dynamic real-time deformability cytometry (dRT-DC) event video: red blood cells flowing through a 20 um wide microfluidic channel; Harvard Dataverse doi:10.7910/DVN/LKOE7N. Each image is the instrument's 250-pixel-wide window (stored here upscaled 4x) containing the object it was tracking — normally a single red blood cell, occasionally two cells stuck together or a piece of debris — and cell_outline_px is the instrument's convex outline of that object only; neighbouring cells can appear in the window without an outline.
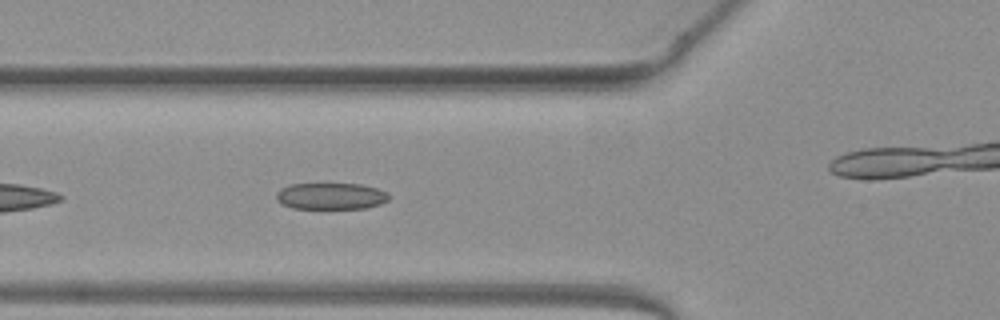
{"species": "common noctule bat (a hibernating species)", "species_latin": "Nyctalus noctula", "temperature_condition": "warm", "stored_images_in_passage": 8, "camera_frame_rate_fps": 3000, "um_per_image_px": 0.085, "animal": {"sex": "female", "body_mass_g": 19.3, "forearm_length_mm": 54.1}, "frame": {"image": 1, "passage_image": 5, "time_ms": 1.333, "image_size_px": [1000, 320], "cell_outline_px": [[388, 200], [380, 204], [368, 208], [292, 208], [280, 204], [276, 200], [276, 192], [280, 188], [292, 184], [360, 184], [376, 188], [388, 192]], "centroid_in_image_um": [28.1, 16.67], "position_along_channel_um": 97.7, "area_um2": 17.46}}